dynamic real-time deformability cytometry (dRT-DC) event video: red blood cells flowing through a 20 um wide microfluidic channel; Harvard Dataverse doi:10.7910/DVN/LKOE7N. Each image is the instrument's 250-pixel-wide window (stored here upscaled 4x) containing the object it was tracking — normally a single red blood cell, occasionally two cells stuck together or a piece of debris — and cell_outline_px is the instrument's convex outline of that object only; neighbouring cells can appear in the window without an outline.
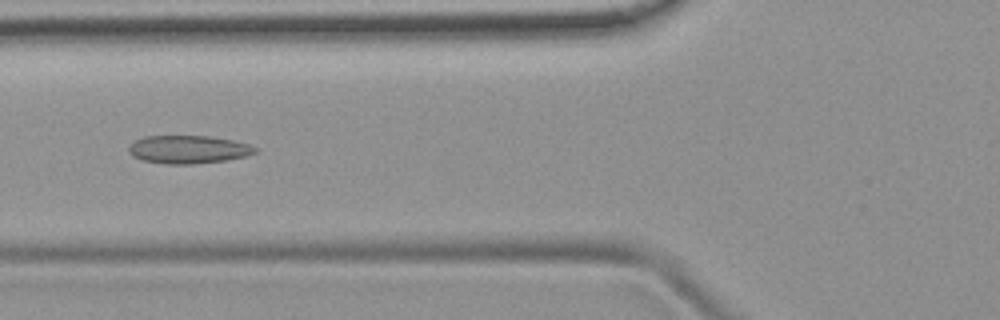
{"species": "common noctule bat (a hibernating species)", "species_latin": "Nyctalus noctula", "temperature_condition": "room temperature", "stored_images_in_passage": 6, "camera_frame_rate_fps": 3000, "um_per_image_px": 0.085, "animal": {"sex": "female", "body_mass_g": 19.9}, "frame": {"image": 1, "passage_image": 5, "time_ms": 1.333, "image_size_px": [1000, 320], "cell_outline_px": [[256, 152], [244, 156], [224, 160], [192, 164], [164, 164], [140, 160], [132, 156], [128, 152], [128, 148], [136, 140], [144, 136], [208, 136], [232, 140], [248, 144], [256, 148]], "centroid_in_image_um": [15.94, 12.71], "position_along_channel_um": 109.9, "area_um2": 20.52}}